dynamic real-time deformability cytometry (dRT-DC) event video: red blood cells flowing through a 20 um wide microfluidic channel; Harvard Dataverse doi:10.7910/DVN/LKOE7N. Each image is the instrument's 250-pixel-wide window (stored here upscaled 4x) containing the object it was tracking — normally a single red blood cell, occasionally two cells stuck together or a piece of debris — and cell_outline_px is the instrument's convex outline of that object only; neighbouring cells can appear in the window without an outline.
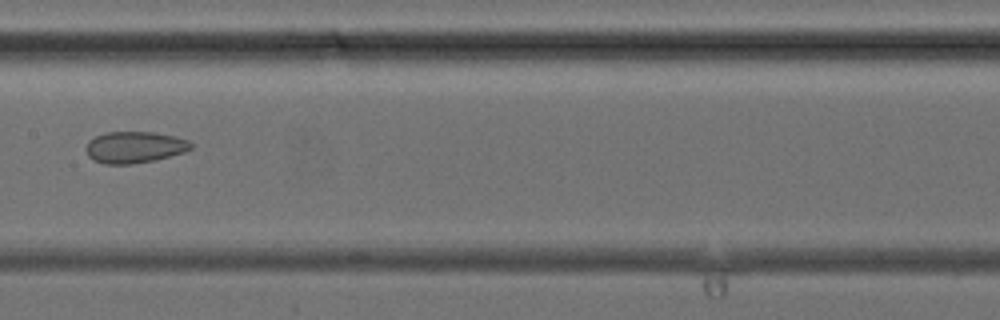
{"species": "common noctule bat (a hibernating species)", "species_latin": "Nyctalus noctula", "temperature_condition": "cold", "stored_images_in_passage": 5, "camera_frame_rate_fps": 3000, "um_per_image_px": 0.085, "animal": {"sex": "female", "body_mass_g": 24.6, "forearm_length_mm": 56.2}, "frame": {"image": 1, "passage_image": 5, "time_ms": 5.333, "image_size_px": [1000, 320], "cell_outline_px": [[192, 148], [184, 152], [156, 160], [132, 164], [104, 164], [88, 156], [84, 148], [88, 140], [104, 132], [152, 132], [176, 136], [188, 140], [192, 144]], "centroid_in_image_um": [11.42, 12.51], "position_along_channel_um": 196.0, "area_um2": 19.42}}